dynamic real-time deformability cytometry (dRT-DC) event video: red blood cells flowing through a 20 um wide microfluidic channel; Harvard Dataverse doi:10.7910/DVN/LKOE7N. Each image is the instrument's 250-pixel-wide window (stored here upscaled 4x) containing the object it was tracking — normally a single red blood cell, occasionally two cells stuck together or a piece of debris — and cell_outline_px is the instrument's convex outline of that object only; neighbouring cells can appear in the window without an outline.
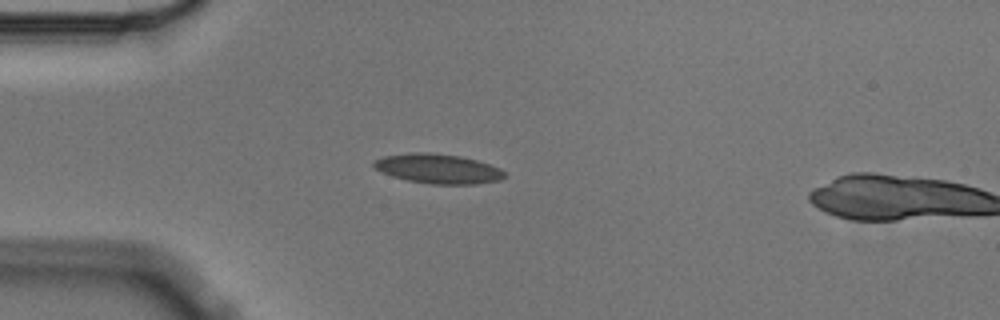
{"species": "Egyptian fruit bat (a non-hibernating species)", "species_latin": "Rousettus aegyptiacus", "temperature_condition": "cold", "stored_images_in_passage": 2, "camera_frame_rate_fps": 3000, "um_per_image_px": 0.085, "animal": {"sex": "male"}, "frame": {"image": 1, "passage_image": 1, "time_ms": 0.0, "image_size_px": [1000, 320], "cell_outline_px": [[508, 176], [500, 180], [476, 184], [432, 184], [408, 180], [392, 176], [376, 168], [372, 164], [372, 160], [384, 156], [408, 152], [428, 152], [460, 156], [476, 160], [500, 168]], "centroid_in_image_um": [37.24, 14.33], "position_along_channel_um": 47.8, "area_um2": 22.54}}